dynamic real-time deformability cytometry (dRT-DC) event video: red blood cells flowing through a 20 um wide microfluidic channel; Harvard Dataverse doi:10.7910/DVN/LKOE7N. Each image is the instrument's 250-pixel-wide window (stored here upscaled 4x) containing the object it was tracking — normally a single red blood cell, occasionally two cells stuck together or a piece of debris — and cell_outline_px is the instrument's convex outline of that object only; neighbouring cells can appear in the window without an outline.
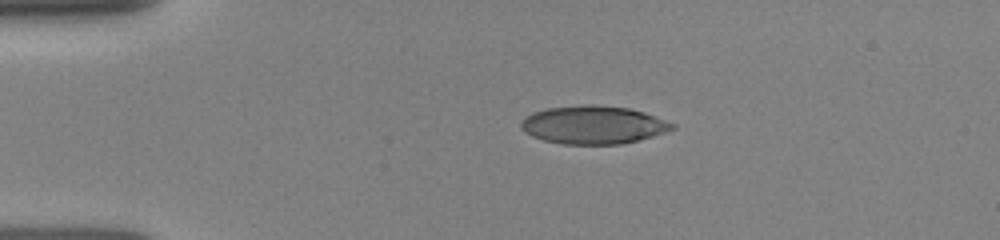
{"species": "human", "species_latin": "Homo sapiens", "temperature_condition": "room temperature", "stored_images_in_passage": 9, "camera_frame_rate_fps": 3000, "um_per_image_px": 0.085, "donor": {"sex": "female"}, "frame": {"image": 1, "passage_image": 1, "time_ms": 0.0, "image_size_px": [1000, 240], "cell_outline_px": [[676, 128], [652, 136], [620, 144], [564, 144], [544, 140], [532, 136], [524, 132], [520, 128], [520, 124], [532, 112], [548, 108], [588, 104], [592, 104], [628, 108], [644, 112], [676, 124]], "centroid_in_image_um": [50.43, 10.61], "position_along_channel_um": 34.6, "area_um2": 33.35}}
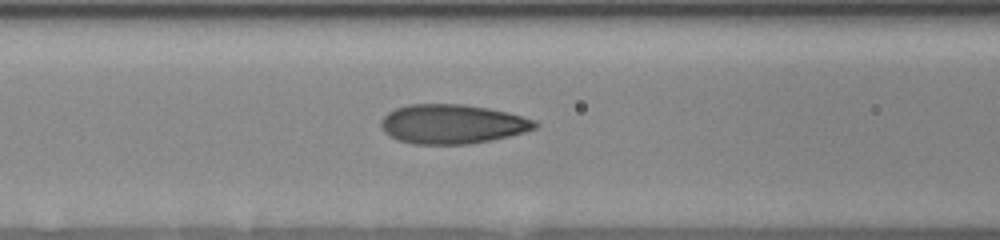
{"frame": {"image": 2, "passage_image": 6, "time_ms": 3.333, "image_size_px": [1000, 240], "cell_outline_px": [[540, 124], [536, 128], [524, 132], [492, 140], [468, 144], [416, 144], [396, 140], [384, 132], [380, 124], [380, 120], [388, 112], [396, 108], [408, 104], [464, 104], [488, 108], [508, 112], [536, 120]], "centroid_in_image_um": [38.44, 10.54], "position_along_channel_um": 128.2, "area_um2": 35.49}}
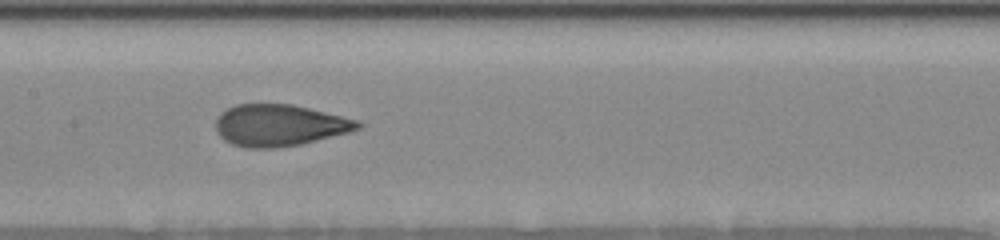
{"frame": {"image": 3, "passage_image": 8, "time_ms": 4.667, "image_size_px": [1000, 240], "cell_outline_px": [[364, 124], [360, 128], [348, 132], [300, 144], [272, 148], [248, 148], [232, 144], [224, 140], [216, 132], [216, 120], [220, 112], [236, 104], [292, 104], [360, 120]], "centroid_in_image_um": [23.75, 10.64], "position_along_channel_um": 183.7, "area_um2": 34.45}}